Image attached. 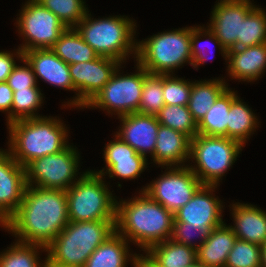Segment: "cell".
<instances>
[{"instance_id":"obj_1","label":"cell","mask_w":266,"mask_h":267,"mask_svg":"<svg viewBox=\"0 0 266 267\" xmlns=\"http://www.w3.org/2000/svg\"><path fill=\"white\" fill-rule=\"evenodd\" d=\"M69 223L64 190L27 185L18 210L11 216L14 240L45 248Z\"/></svg>"},{"instance_id":"obj_2","label":"cell","mask_w":266,"mask_h":267,"mask_svg":"<svg viewBox=\"0 0 266 267\" xmlns=\"http://www.w3.org/2000/svg\"><path fill=\"white\" fill-rule=\"evenodd\" d=\"M134 194L117 197L115 231L143 255L152 245L170 239L174 214L145 192Z\"/></svg>"},{"instance_id":"obj_3","label":"cell","mask_w":266,"mask_h":267,"mask_svg":"<svg viewBox=\"0 0 266 267\" xmlns=\"http://www.w3.org/2000/svg\"><path fill=\"white\" fill-rule=\"evenodd\" d=\"M68 126L54 114L11 122L6 126L5 148L25 168L37 158L65 149L71 143Z\"/></svg>"},{"instance_id":"obj_4","label":"cell","mask_w":266,"mask_h":267,"mask_svg":"<svg viewBox=\"0 0 266 267\" xmlns=\"http://www.w3.org/2000/svg\"><path fill=\"white\" fill-rule=\"evenodd\" d=\"M91 13L89 9L84 18L75 26L83 40L99 56L112 58L127 65L129 59L135 61L139 36L137 34H140L137 33L139 27L137 20L130 15L121 14L94 18L95 16Z\"/></svg>"},{"instance_id":"obj_5","label":"cell","mask_w":266,"mask_h":267,"mask_svg":"<svg viewBox=\"0 0 266 267\" xmlns=\"http://www.w3.org/2000/svg\"><path fill=\"white\" fill-rule=\"evenodd\" d=\"M115 232V220L71 222L46 247L47 267H84L90 255Z\"/></svg>"},{"instance_id":"obj_6","label":"cell","mask_w":266,"mask_h":267,"mask_svg":"<svg viewBox=\"0 0 266 267\" xmlns=\"http://www.w3.org/2000/svg\"><path fill=\"white\" fill-rule=\"evenodd\" d=\"M135 61L150 74L160 75L176 74L178 69L192 66L190 26L164 29L137 39Z\"/></svg>"},{"instance_id":"obj_7","label":"cell","mask_w":266,"mask_h":267,"mask_svg":"<svg viewBox=\"0 0 266 267\" xmlns=\"http://www.w3.org/2000/svg\"><path fill=\"white\" fill-rule=\"evenodd\" d=\"M245 147L225 136L197 134L190 141L188 167L203 185L220 186ZM221 183V184H220Z\"/></svg>"},{"instance_id":"obj_8","label":"cell","mask_w":266,"mask_h":267,"mask_svg":"<svg viewBox=\"0 0 266 267\" xmlns=\"http://www.w3.org/2000/svg\"><path fill=\"white\" fill-rule=\"evenodd\" d=\"M110 184L89 169L66 190L69 221L116 220L117 195Z\"/></svg>"},{"instance_id":"obj_9","label":"cell","mask_w":266,"mask_h":267,"mask_svg":"<svg viewBox=\"0 0 266 267\" xmlns=\"http://www.w3.org/2000/svg\"><path fill=\"white\" fill-rule=\"evenodd\" d=\"M126 67V63H124L117 68L111 79L83 108V111L84 109L91 111L96 109L114 119L138 112L144 77L149 72L136 61H134L133 72H124Z\"/></svg>"},{"instance_id":"obj_10","label":"cell","mask_w":266,"mask_h":267,"mask_svg":"<svg viewBox=\"0 0 266 267\" xmlns=\"http://www.w3.org/2000/svg\"><path fill=\"white\" fill-rule=\"evenodd\" d=\"M81 153L72 142L59 153L31 161L25 167L27 185L66 191L90 169L82 170Z\"/></svg>"},{"instance_id":"obj_11","label":"cell","mask_w":266,"mask_h":267,"mask_svg":"<svg viewBox=\"0 0 266 267\" xmlns=\"http://www.w3.org/2000/svg\"><path fill=\"white\" fill-rule=\"evenodd\" d=\"M19 13V14H18ZM14 18V27L23 52L32 49H51L66 25L37 0H25Z\"/></svg>"},{"instance_id":"obj_12","label":"cell","mask_w":266,"mask_h":267,"mask_svg":"<svg viewBox=\"0 0 266 267\" xmlns=\"http://www.w3.org/2000/svg\"><path fill=\"white\" fill-rule=\"evenodd\" d=\"M162 169H165L164 171ZM203 183L188 166L161 167L149 183L137 187L173 214L187 204Z\"/></svg>"},{"instance_id":"obj_13","label":"cell","mask_w":266,"mask_h":267,"mask_svg":"<svg viewBox=\"0 0 266 267\" xmlns=\"http://www.w3.org/2000/svg\"><path fill=\"white\" fill-rule=\"evenodd\" d=\"M112 139L103 146L102 158L104 167L101 169H91L94 173L102 175L104 179H111L120 182L138 181L141 174L150 168L149 160L138 154L130 145L123 142L118 136L112 133ZM114 137V138H113Z\"/></svg>"},{"instance_id":"obj_14","label":"cell","mask_w":266,"mask_h":267,"mask_svg":"<svg viewBox=\"0 0 266 267\" xmlns=\"http://www.w3.org/2000/svg\"><path fill=\"white\" fill-rule=\"evenodd\" d=\"M23 57L31 65L38 85L43 81L56 89L74 93L73 97L61 102V110H77V92L74 89L69 64L61 60L51 49H32L23 52Z\"/></svg>"},{"instance_id":"obj_15","label":"cell","mask_w":266,"mask_h":267,"mask_svg":"<svg viewBox=\"0 0 266 267\" xmlns=\"http://www.w3.org/2000/svg\"><path fill=\"white\" fill-rule=\"evenodd\" d=\"M254 0H216L206 25L222 46L229 51L237 49L241 38V21L257 6Z\"/></svg>"},{"instance_id":"obj_16","label":"cell","mask_w":266,"mask_h":267,"mask_svg":"<svg viewBox=\"0 0 266 267\" xmlns=\"http://www.w3.org/2000/svg\"><path fill=\"white\" fill-rule=\"evenodd\" d=\"M121 62L98 56L90 62L70 64V75L77 92V110L83 108L102 90Z\"/></svg>"},{"instance_id":"obj_17","label":"cell","mask_w":266,"mask_h":267,"mask_svg":"<svg viewBox=\"0 0 266 267\" xmlns=\"http://www.w3.org/2000/svg\"><path fill=\"white\" fill-rule=\"evenodd\" d=\"M219 188L216 185H202L191 200L174 213V222H185V227L222 225L227 203L216 195Z\"/></svg>"},{"instance_id":"obj_18","label":"cell","mask_w":266,"mask_h":267,"mask_svg":"<svg viewBox=\"0 0 266 267\" xmlns=\"http://www.w3.org/2000/svg\"><path fill=\"white\" fill-rule=\"evenodd\" d=\"M114 131L123 142L130 145L138 154L149 159L155 151L159 122L156 115L132 113L120 116Z\"/></svg>"},{"instance_id":"obj_19","label":"cell","mask_w":266,"mask_h":267,"mask_svg":"<svg viewBox=\"0 0 266 267\" xmlns=\"http://www.w3.org/2000/svg\"><path fill=\"white\" fill-rule=\"evenodd\" d=\"M224 68L227 76L222 74V77L227 85L231 86L228 81L232 80L239 84H254L266 73V43L227 51V65Z\"/></svg>"},{"instance_id":"obj_20","label":"cell","mask_w":266,"mask_h":267,"mask_svg":"<svg viewBox=\"0 0 266 267\" xmlns=\"http://www.w3.org/2000/svg\"><path fill=\"white\" fill-rule=\"evenodd\" d=\"M228 202L227 209L230 213L232 228L237 239L244 240L259 246L266 241V210L263 208L240 200Z\"/></svg>"},{"instance_id":"obj_21","label":"cell","mask_w":266,"mask_h":267,"mask_svg":"<svg viewBox=\"0 0 266 267\" xmlns=\"http://www.w3.org/2000/svg\"><path fill=\"white\" fill-rule=\"evenodd\" d=\"M26 187L25 168L0 147V206L10 216L18 210Z\"/></svg>"},{"instance_id":"obj_22","label":"cell","mask_w":266,"mask_h":267,"mask_svg":"<svg viewBox=\"0 0 266 267\" xmlns=\"http://www.w3.org/2000/svg\"><path fill=\"white\" fill-rule=\"evenodd\" d=\"M191 139L182 132L159 125L154 154L150 157L151 167L187 166L190 159Z\"/></svg>"},{"instance_id":"obj_23","label":"cell","mask_w":266,"mask_h":267,"mask_svg":"<svg viewBox=\"0 0 266 267\" xmlns=\"http://www.w3.org/2000/svg\"><path fill=\"white\" fill-rule=\"evenodd\" d=\"M116 231L90 255L84 267H137L142 255Z\"/></svg>"},{"instance_id":"obj_24","label":"cell","mask_w":266,"mask_h":267,"mask_svg":"<svg viewBox=\"0 0 266 267\" xmlns=\"http://www.w3.org/2000/svg\"><path fill=\"white\" fill-rule=\"evenodd\" d=\"M254 109L231 87V107L228 113L227 138L239 141L244 147L257 133L261 119ZM256 132V133H255ZM247 143V144H246Z\"/></svg>"},{"instance_id":"obj_25","label":"cell","mask_w":266,"mask_h":267,"mask_svg":"<svg viewBox=\"0 0 266 267\" xmlns=\"http://www.w3.org/2000/svg\"><path fill=\"white\" fill-rule=\"evenodd\" d=\"M197 260L196 249L174 240L152 245L141 258L145 267H187Z\"/></svg>"},{"instance_id":"obj_26","label":"cell","mask_w":266,"mask_h":267,"mask_svg":"<svg viewBox=\"0 0 266 267\" xmlns=\"http://www.w3.org/2000/svg\"><path fill=\"white\" fill-rule=\"evenodd\" d=\"M236 239L232 228L224 222L211 230L206 240L196 249L197 261L206 267H224Z\"/></svg>"},{"instance_id":"obj_27","label":"cell","mask_w":266,"mask_h":267,"mask_svg":"<svg viewBox=\"0 0 266 267\" xmlns=\"http://www.w3.org/2000/svg\"><path fill=\"white\" fill-rule=\"evenodd\" d=\"M228 87L229 85L222 76L192 80V89L187 107L197 124Z\"/></svg>"},{"instance_id":"obj_28","label":"cell","mask_w":266,"mask_h":267,"mask_svg":"<svg viewBox=\"0 0 266 267\" xmlns=\"http://www.w3.org/2000/svg\"><path fill=\"white\" fill-rule=\"evenodd\" d=\"M51 50L65 63L90 62L99 55L87 44L75 27H67Z\"/></svg>"},{"instance_id":"obj_29","label":"cell","mask_w":266,"mask_h":267,"mask_svg":"<svg viewBox=\"0 0 266 267\" xmlns=\"http://www.w3.org/2000/svg\"><path fill=\"white\" fill-rule=\"evenodd\" d=\"M206 44V45H205ZM211 45L213 48H209ZM207 46V47H206ZM210 46V47H211ZM190 48L192 55V68L198 71L208 60H214L213 55L209 53L211 50H217L225 60L227 65V51L222 46L221 42L216 38L215 34L205 24H194L190 26ZM209 50V51H208ZM214 53L213 51H211ZM209 54L211 57H209ZM215 55V54H214Z\"/></svg>"},{"instance_id":"obj_30","label":"cell","mask_w":266,"mask_h":267,"mask_svg":"<svg viewBox=\"0 0 266 267\" xmlns=\"http://www.w3.org/2000/svg\"><path fill=\"white\" fill-rule=\"evenodd\" d=\"M12 242L0 251V267H47L44 246L15 240Z\"/></svg>"},{"instance_id":"obj_31","label":"cell","mask_w":266,"mask_h":267,"mask_svg":"<svg viewBox=\"0 0 266 267\" xmlns=\"http://www.w3.org/2000/svg\"><path fill=\"white\" fill-rule=\"evenodd\" d=\"M231 107V87L229 86L198 123V134L227 137L228 113Z\"/></svg>"},{"instance_id":"obj_32","label":"cell","mask_w":266,"mask_h":267,"mask_svg":"<svg viewBox=\"0 0 266 267\" xmlns=\"http://www.w3.org/2000/svg\"><path fill=\"white\" fill-rule=\"evenodd\" d=\"M42 90L40 87H27L13 91L11 122L45 116L39 114L41 108L46 105V97Z\"/></svg>"},{"instance_id":"obj_33","label":"cell","mask_w":266,"mask_h":267,"mask_svg":"<svg viewBox=\"0 0 266 267\" xmlns=\"http://www.w3.org/2000/svg\"><path fill=\"white\" fill-rule=\"evenodd\" d=\"M266 43V8L259 4L241 21V38L237 48H246Z\"/></svg>"},{"instance_id":"obj_34","label":"cell","mask_w":266,"mask_h":267,"mask_svg":"<svg viewBox=\"0 0 266 267\" xmlns=\"http://www.w3.org/2000/svg\"><path fill=\"white\" fill-rule=\"evenodd\" d=\"M156 117L159 124L182 132L190 139L198 134V124L187 105H164Z\"/></svg>"},{"instance_id":"obj_35","label":"cell","mask_w":266,"mask_h":267,"mask_svg":"<svg viewBox=\"0 0 266 267\" xmlns=\"http://www.w3.org/2000/svg\"><path fill=\"white\" fill-rule=\"evenodd\" d=\"M54 13L66 27H75L89 11L86 0H37Z\"/></svg>"},{"instance_id":"obj_36","label":"cell","mask_w":266,"mask_h":267,"mask_svg":"<svg viewBox=\"0 0 266 267\" xmlns=\"http://www.w3.org/2000/svg\"><path fill=\"white\" fill-rule=\"evenodd\" d=\"M165 105L163 97V75L148 73L144 77L139 114L156 115Z\"/></svg>"},{"instance_id":"obj_37","label":"cell","mask_w":266,"mask_h":267,"mask_svg":"<svg viewBox=\"0 0 266 267\" xmlns=\"http://www.w3.org/2000/svg\"><path fill=\"white\" fill-rule=\"evenodd\" d=\"M262 247L236 239L224 267H261Z\"/></svg>"},{"instance_id":"obj_38","label":"cell","mask_w":266,"mask_h":267,"mask_svg":"<svg viewBox=\"0 0 266 267\" xmlns=\"http://www.w3.org/2000/svg\"><path fill=\"white\" fill-rule=\"evenodd\" d=\"M176 74L163 75L165 105H187L192 89V80Z\"/></svg>"},{"instance_id":"obj_39","label":"cell","mask_w":266,"mask_h":267,"mask_svg":"<svg viewBox=\"0 0 266 267\" xmlns=\"http://www.w3.org/2000/svg\"><path fill=\"white\" fill-rule=\"evenodd\" d=\"M216 227H185V222H173L170 239L197 249Z\"/></svg>"},{"instance_id":"obj_40","label":"cell","mask_w":266,"mask_h":267,"mask_svg":"<svg viewBox=\"0 0 266 267\" xmlns=\"http://www.w3.org/2000/svg\"><path fill=\"white\" fill-rule=\"evenodd\" d=\"M6 82L13 91L27 87H41L37 84L31 65L24 57L18 62Z\"/></svg>"},{"instance_id":"obj_41","label":"cell","mask_w":266,"mask_h":267,"mask_svg":"<svg viewBox=\"0 0 266 267\" xmlns=\"http://www.w3.org/2000/svg\"><path fill=\"white\" fill-rule=\"evenodd\" d=\"M15 47L12 50H0V82H6L13 69L23 58V51Z\"/></svg>"},{"instance_id":"obj_42","label":"cell","mask_w":266,"mask_h":267,"mask_svg":"<svg viewBox=\"0 0 266 267\" xmlns=\"http://www.w3.org/2000/svg\"><path fill=\"white\" fill-rule=\"evenodd\" d=\"M13 103V90L7 82H0V112L5 114L6 126L11 123V108Z\"/></svg>"},{"instance_id":"obj_43","label":"cell","mask_w":266,"mask_h":267,"mask_svg":"<svg viewBox=\"0 0 266 267\" xmlns=\"http://www.w3.org/2000/svg\"><path fill=\"white\" fill-rule=\"evenodd\" d=\"M0 228L4 232L10 233L11 230V216L0 206Z\"/></svg>"},{"instance_id":"obj_44","label":"cell","mask_w":266,"mask_h":267,"mask_svg":"<svg viewBox=\"0 0 266 267\" xmlns=\"http://www.w3.org/2000/svg\"><path fill=\"white\" fill-rule=\"evenodd\" d=\"M261 267H266V241L264 242L261 250Z\"/></svg>"},{"instance_id":"obj_45","label":"cell","mask_w":266,"mask_h":267,"mask_svg":"<svg viewBox=\"0 0 266 267\" xmlns=\"http://www.w3.org/2000/svg\"><path fill=\"white\" fill-rule=\"evenodd\" d=\"M187 267H206V266L196 260L193 264Z\"/></svg>"},{"instance_id":"obj_46","label":"cell","mask_w":266,"mask_h":267,"mask_svg":"<svg viewBox=\"0 0 266 267\" xmlns=\"http://www.w3.org/2000/svg\"><path fill=\"white\" fill-rule=\"evenodd\" d=\"M137 267H145L142 263L140 265H138Z\"/></svg>"}]
</instances>
